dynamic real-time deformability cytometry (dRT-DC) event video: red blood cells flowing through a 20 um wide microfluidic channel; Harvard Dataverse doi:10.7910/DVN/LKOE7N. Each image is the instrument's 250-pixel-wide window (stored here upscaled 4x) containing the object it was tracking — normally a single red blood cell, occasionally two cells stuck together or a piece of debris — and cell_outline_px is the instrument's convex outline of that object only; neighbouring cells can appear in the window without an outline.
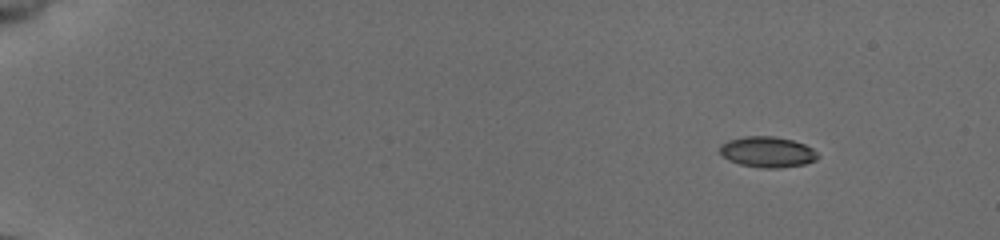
{"species": "common noctule bat (a hibernating species)", "species_latin": "Nyctalus noctula", "temperature_condition": "cold", "stored_images_in_passage": 49, "camera_frame_rate_fps": 3000, "um_per_image_px": 0.085, "animal": {"sex": "female", "body_mass_g": 19.5, "forearm_length_mm": 54.1}, "frame": {"image": 1, "passage_image": 1, "time_ms": 0.0, "image_size_px": [1000, 240], "cell_outline_px": [[820, 156], [816, 160], [804, 164], [780, 168], [760, 168], [740, 164], [728, 160], [720, 152], [720, 144], [728, 140], [744, 136], [772, 136], [792, 140], [804, 144], [812, 148]], "centroid_in_image_um": [65.23, 12.92], "position_along_channel_um": 19.8, "area_um2": 17.57}}
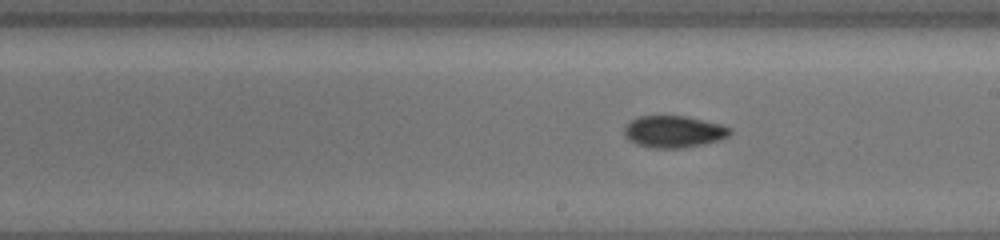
{"frame": {"image": 2, "passage_image": 28, "time_ms": 9.0, "image_size_px": [1000, 240], "cell_outline_px": [[732, 132], [728, 136], [720, 140], [704, 144], [684, 148], [648, 148], [636, 144], [628, 140], [624, 136], [624, 124], [640, 116], [684, 116], [720, 124], [732, 128]], "centroid_in_image_um": [57.24, 11.2], "position_along_channel_um": 231.8, "area_um2": 19.83}}
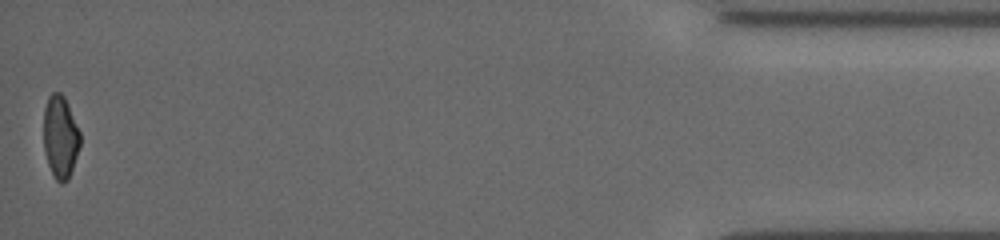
{"frame": {"image": 3, "passage_image": 49, "time_ms": 16.0, "image_size_px": [1000, 240], "cell_outline_px": [[80, 144], [68, 180], [60, 184], [56, 180], [48, 164], [44, 152], [44, 108], [48, 96], [52, 92], [60, 92], [64, 96], [68, 104], [80, 132]], "centroid_in_image_um": [5.12, 11.62], "position_along_channel_um": 430.1, "area_um2": 17.51}, "authors_computed_cell_mechanics": {"area_um2": 18.785, "velocity_mm_per_s": 3.9094, "shape_relaxation_time_tau1_ms": 5.7106, "shape_relaxation_time_tau2_ms": 4.3558, "deformation_change_tau1": 0.1522, "deformation_change_tau2": 0.0757}}